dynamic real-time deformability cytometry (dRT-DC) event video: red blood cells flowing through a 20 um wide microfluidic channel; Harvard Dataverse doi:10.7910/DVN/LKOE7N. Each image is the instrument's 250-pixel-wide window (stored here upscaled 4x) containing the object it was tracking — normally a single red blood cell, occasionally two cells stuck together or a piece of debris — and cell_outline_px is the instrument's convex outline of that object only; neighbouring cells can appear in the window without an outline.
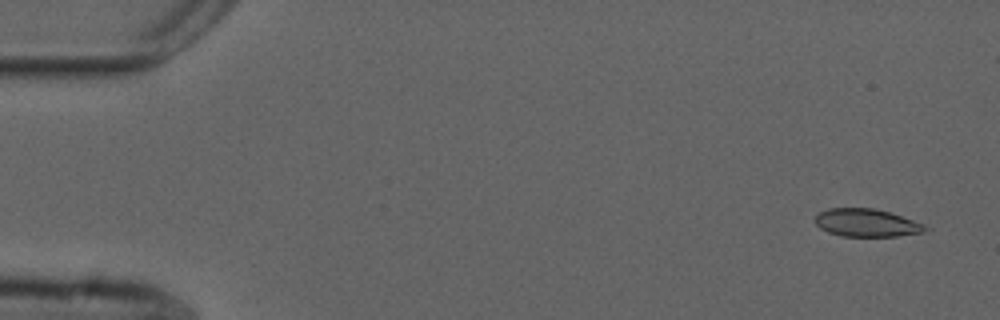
{"species": "common noctule bat (a hibernating species)", "species_latin": "Nyctalus noctula", "temperature_condition": "cold", "stored_images_in_passage": 53, "camera_frame_rate_fps": 3000, "um_per_image_px": 0.085, "animal": {"sex": "male", "forearm_length_mm": 52.5}, "frame": {"image": 1, "passage_image": 1, "time_ms": 0.0, "image_size_px": [1000, 320], "cell_outline_px": [[932, 228], [920, 232], [896, 236], [840, 236], [828, 232], [820, 228], [816, 224], [816, 216], [820, 212], [828, 208], [876, 208], [912, 220]], "centroid_in_image_um": [73.63, 18.94], "position_along_channel_um": 11.4, "area_um2": 17.63}}
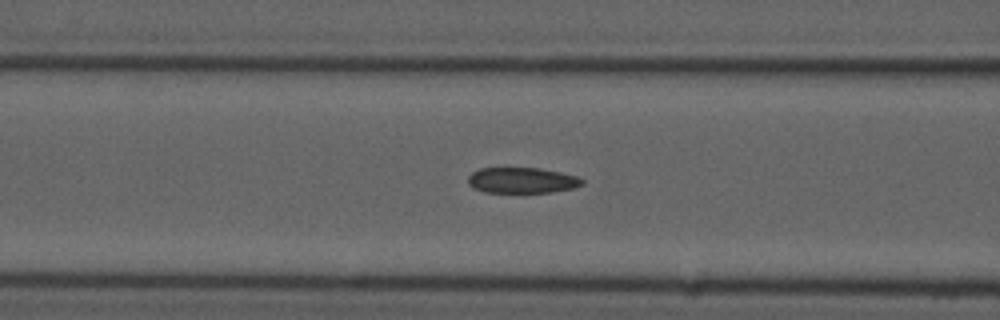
{"frame": {"image": 2, "passage_image": 20, "time_ms": 6.333, "image_size_px": [1000, 320], "cell_outline_px": [[584, 184], [572, 188], [552, 192], [524, 196], [484, 192], [472, 188], [468, 184], [468, 176], [472, 172], [480, 168], [540, 168], [560, 172], [576, 176], [584, 180]], "centroid_in_image_um": [44.34, 15.38], "position_along_channel_um": 122.3, "area_um2": 18.09}}
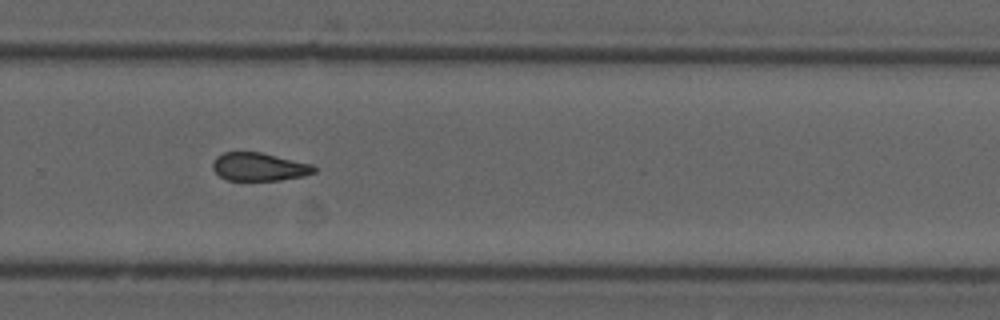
{"frame": {"image": 3, "passage_image": 35, "time_ms": 11.333, "image_size_px": [1000, 320], "cell_outline_px": [[316, 172], [304, 176], [280, 180], [228, 180], [220, 176], [212, 168], [212, 164], [216, 156], [224, 152], [260, 152], [312, 164], [316, 168]], "centroid_in_image_um": [22.03, 14.18], "position_along_channel_um": 307.8, "area_um2": 16.59}, "authors_computed_cell_mechanics": {"area_um2": 17.8024, "velocity_mm_per_s": 3.722, "shape_relaxation_time_tau1_ms": null, "shape_relaxation_time_tau2_ms": 2.3392, "deformation_change_tau1": null, "deformation_change_tau2": 0.0672}}